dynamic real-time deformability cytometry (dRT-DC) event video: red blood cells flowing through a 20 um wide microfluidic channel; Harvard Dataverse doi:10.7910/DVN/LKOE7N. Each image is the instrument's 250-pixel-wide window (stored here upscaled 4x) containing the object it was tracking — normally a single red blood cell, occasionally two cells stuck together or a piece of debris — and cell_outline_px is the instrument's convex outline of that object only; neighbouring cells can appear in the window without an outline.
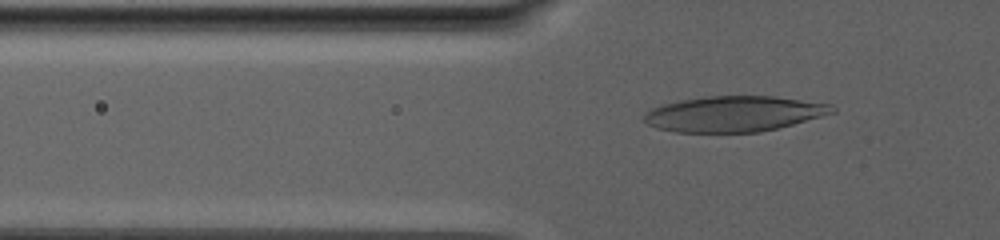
{"species": "human", "species_latin": "Homo sapiens", "temperature_condition": "warm", "stored_images_in_passage": 62, "camera_frame_rate_fps": 3000, "um_per_image_px": 0.085, "donor": {"sex": "male"}, "frame": {"image": 1, "passage_image": 4, "time_ms": 1.0, "image_size_px": [1000, 240], "cell_outline_px": [[836, 112], [792, 124], [760, 132], [676, 132], [656, 128], [648, 124], [644, 120], [644, 116], [652, 108], [664, 104], [680, 100], [704, 96], [776, 96], [832, 104], [836, 108]], "centroid_in_image_um": [62.41, 9.67], "position_along_channel_um": 63.4, "area_um2": 38.9}}
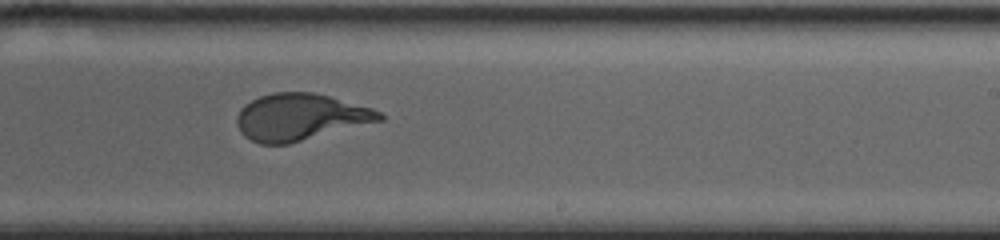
{"frame": {"image": 2, "passage_image": 31, "time_ms": 10.0, "image_size_px": [1000, 240], "cell_outline_px": [[384, 120], [288, 144], [260, 144], [244, 136], [240, 132], [236, 124], [236, 116], [240, 108], [244, 104], [260, 96], [276, 92], [312, 92], [328, 96], [372, 108], [380, 112], [384, 116]], "centroid_in_image_um": [25.49, 9.95], "position_along_channel_um": 263.5, "area_um2": 38.84}}
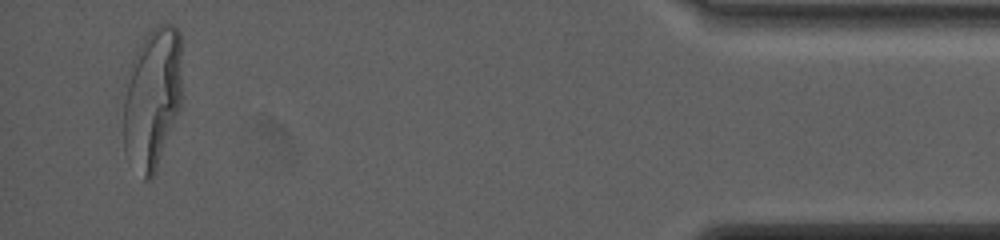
{"frame": {"image": 3, "passage_image": 59, "time_ms": 19.333, "image_size_px": [1000, 240], "cell_outline_px": [[180, 108], [156, 172], [148, 180], [144, 180], [124, 148], [124, 80], [136, 48], [148, 32], [152, 28], [160, 24], [172, 24], [180, 32]], "centroid_in_image_um": [12.93, 8.3], "position_along_channel_um": 422.3, "area_um2": 48.26}}